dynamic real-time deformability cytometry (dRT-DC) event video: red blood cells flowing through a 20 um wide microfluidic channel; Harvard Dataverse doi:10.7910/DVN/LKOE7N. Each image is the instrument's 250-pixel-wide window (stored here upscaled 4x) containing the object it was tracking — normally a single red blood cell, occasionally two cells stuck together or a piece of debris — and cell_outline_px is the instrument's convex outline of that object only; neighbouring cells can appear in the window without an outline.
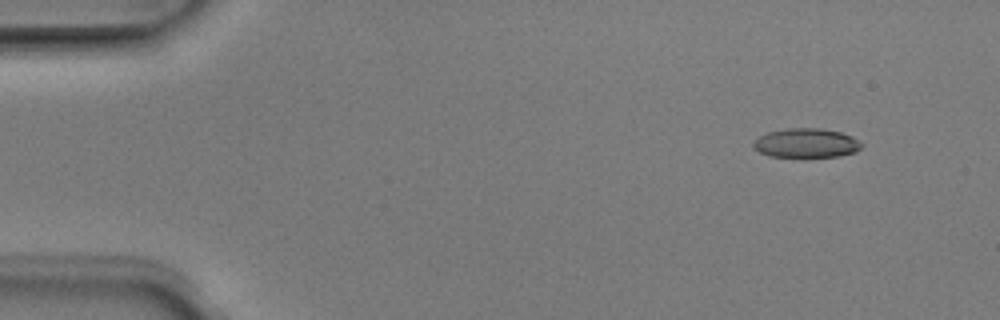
{"species": "Egyptian fruit bat (a non-hibernating species)", "species_latin": "Rousettus aegyptiacus", "temperature_condition": "room temperature", "stored_images_in_passage": 4, "camera_frame_rate_fps": 3000, "um_per_image_px": 0.085, "animal": {"sex": "male"}, "frame": {"image": 1, "passage_image": 1, "time_ms": 0.0, "image_size_px": [1000, 320], "cell_outline_px": [[864, 144], [856, 152], [840, 156], [768, 156], [752, 148], [752, 144], [760, 136], [768, 132], [788, 128], [820, 128], [840, 132], [852, 136]], "centroid_in_image_um": [68.54, 12.15], "position_along_channel_um": 16.5, "area_um2": 18.32}}
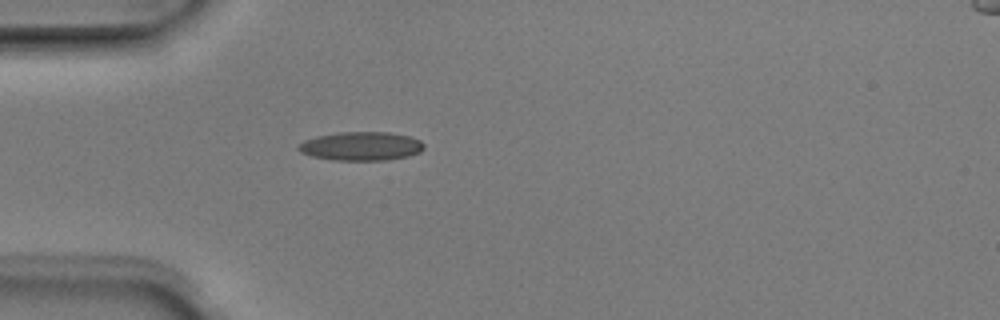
{"frame": {"image": 2, "passage_image": 4, "time_ms": 1.0, "image_size_px": [1000, 320], "cell_outline_px": [[424, 148], [420, 152], [408, 156], [384, 160], [336, 160], [312, 156], [300, 152], [296, 148], [296, 144], [304, 140], [316, 136], [340, 132], [388, 132], [412, 136], [420, 140], [424, 144]], "centroid_in_image_um": [30.68, 12.41], "position_along_channel_um": 54.3, "area_um2": 21.15}}